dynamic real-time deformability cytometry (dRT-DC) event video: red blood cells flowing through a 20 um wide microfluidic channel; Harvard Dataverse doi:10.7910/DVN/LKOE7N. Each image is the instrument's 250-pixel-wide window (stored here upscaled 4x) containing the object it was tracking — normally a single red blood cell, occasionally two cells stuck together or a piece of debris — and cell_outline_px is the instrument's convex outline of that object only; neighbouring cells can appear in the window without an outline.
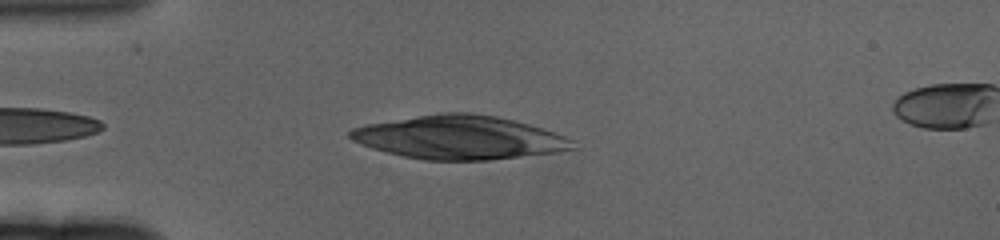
{"species": "human", "species_latin": "Homo sapiens", "temperature_condition": "cold", "stored_images_in_passage": 45, "camera_frame_rate_fps": 3000, "um_per_image_px": 0.085, "donor": {"sex": "female"}, "frame": {"image": 1, "passage_image": 5, "time_ms": 1.333, "image_size_px": [1000, 240], "cell_outline_px": [[580, 148], [556, 152], [488, 160], [424, 160], [404, 156], [372, 148], [360, 144], [352, 140], [348, 136], [348, 132], [352, 128], [368, 124], [440, 112], [468, 112], [496, 116], [528, 124], [564, 136], [572, 140]], "centroid_in_image_um": [39.05, 11.68], "position_along_channel_um": 46.0, "area_um2": 56.18}}